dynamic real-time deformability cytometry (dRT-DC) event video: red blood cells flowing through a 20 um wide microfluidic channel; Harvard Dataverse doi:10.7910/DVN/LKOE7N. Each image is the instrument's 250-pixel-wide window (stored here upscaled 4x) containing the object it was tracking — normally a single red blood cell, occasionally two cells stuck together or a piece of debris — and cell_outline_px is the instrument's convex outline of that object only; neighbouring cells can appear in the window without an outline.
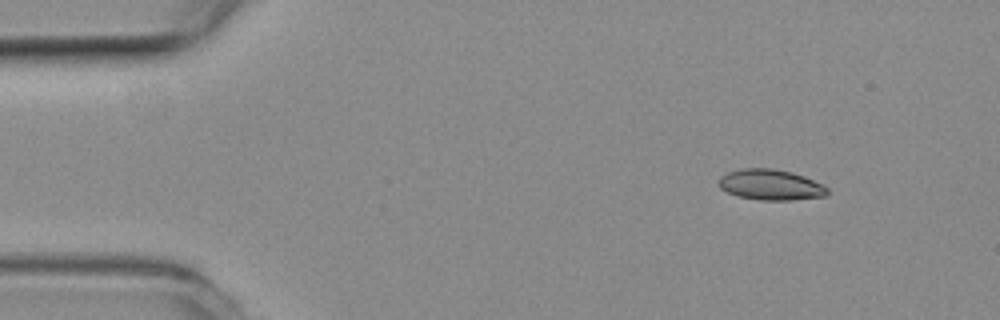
{"species": "common noctule bat (a hibernating species)", "species_latin": "Nyctalus noctula", "temperature_condition": "room temperature", "stored_images_in_passage": 49, "camera_frame_rate_fps": 3000, "um_per_image_px": 0.085, "animal": {"sex": "female", "body_mass_g": 19.3, "forearm_length_mm": 54.1}, "frame": {"image": 1, "passage_image": 1, "time_ms": 0.0, "image_size_px": [1000, 320], "cell_outline_px": [[828, 192], [824, 196], [792, 200], [760, 200], [736, 196], [720, 188], [716, 180], [720, 176], [728, 172], [740, 168], [772, 168], [792, 172], [804, 176], [824, 184], [828, 188]], "centroid_in_image_um": [65.48, 15.7], "position_along_channel_um": 19.5, "area_um2": 19.65}}
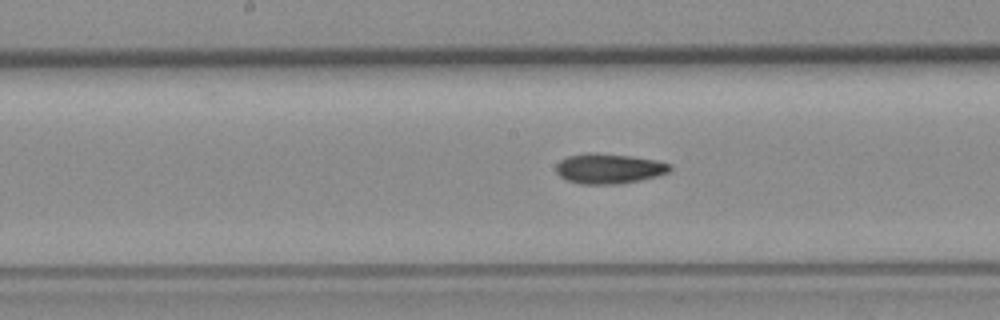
{"frame": {"image": 2, "passage_image": 22, "time_ms": 7.0, "image_size_px": [1000, 320], "cell_outline_px": [[672, 172], [640, 180], [620, 184], [580, 184], [568, 180], [560, 176], [556, 172], [556, 164], [560, 160], [568, 156], [588, 152], [596, 152], [632, 156], [656, 160], [672, 164]], "centroid_in_image_um": [51.79, 14.32], "position_along_channel_um": 196.4, "area_um2": 20.23}}
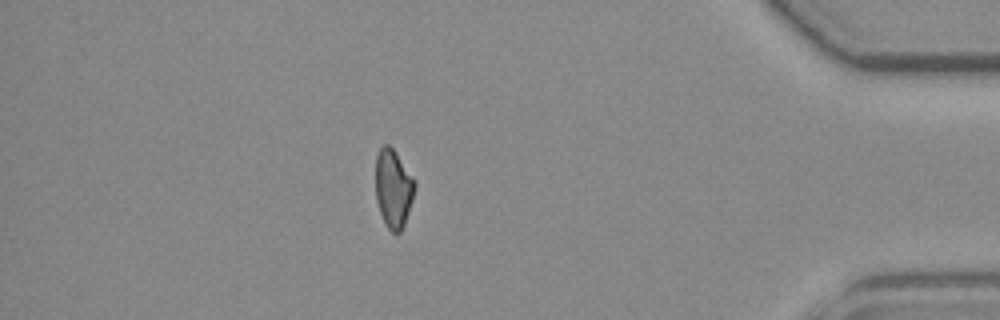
{"frame": {"image": 3, "passage_image": 42, "time_ms": 13.667, "image_size_px": [1000, 320], "cell_outline_px": [[416, 184], [412, 200], [404, 224], [400, 232], [392, 232], [388, 228], [380, 212], [376, 200], [376, 156], [380, 148], [384, 144], [388, 144], [396, 152], [416, 180]], "centroid_in_image_um": [33.44, 15.98], "position_along_channel_um": 401.8, "area_um2": 17.8}, "authors_computed_cell_mechanics": {"area_um2": 19.363, "velocity_mm_per_s": 3.776, "shape_relaxation_time_tau1_ms": null, "shape_relaxation_time_tau2_ms": 5.8849, "deformation_change_tau1": null, "deformation_change_tau2": 0.111}}